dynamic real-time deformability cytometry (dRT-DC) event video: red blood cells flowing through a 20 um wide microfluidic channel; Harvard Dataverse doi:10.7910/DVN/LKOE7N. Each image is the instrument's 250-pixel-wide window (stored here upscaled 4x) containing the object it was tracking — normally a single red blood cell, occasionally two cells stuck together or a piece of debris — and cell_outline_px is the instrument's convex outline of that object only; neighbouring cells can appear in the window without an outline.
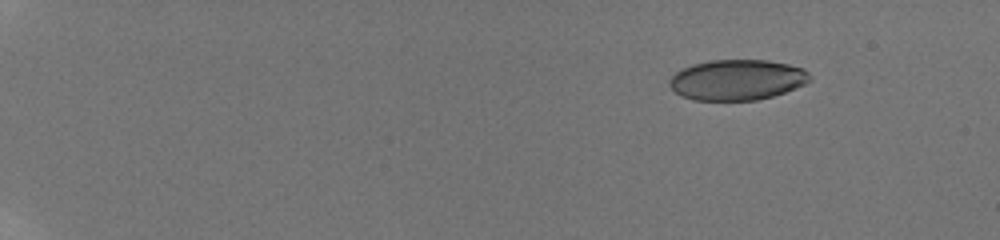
{"species": "human", "species_latin": "Homo sapiens", "temperature_condition": "room temperature", "stored_images_in_passage": 16, "camera_frame_rate_fps": 3000, "um_per_image_px": 0.085, "donor": {"sex": "male"}, "frame": {"image": 1, "passage_image": 1, "time_ms": 0.0, "image_size_px": [1000, 240], "cell_outline_px": [[812, 80], [796, 88], [772, 96], [756, 100], [692, 100], [680, 96], [668, 84], [668, 80], [676, 72], [692, 64], [712, 60], [768, 60], [788, 64], [804, 68], [812, 76]], "centroid_in_image_um": [62.66, 6.78], "position_along_channel_um": 22.3, "area_um2": 33.29}}
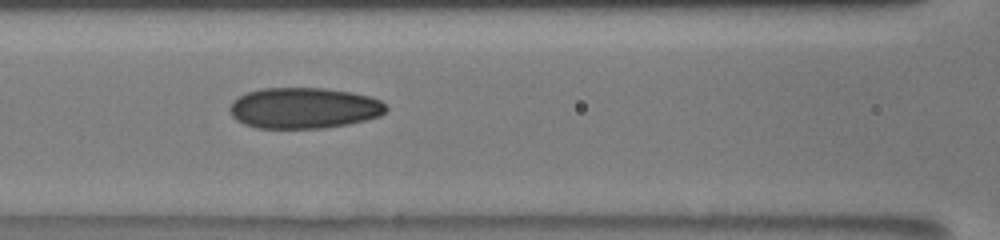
{"frame": {"image": 2, "passage_image": 8, "time_ms": 7.333, "image_size_px": [1000, 240], "cell_outline_px": [[388, 108], [380, 116], [348, 124], [324, 128], [256, 128], [244, 124], [236, 120], [232, 116], [228, 108], [232, 100], [248, 92], [264, 88], [324, 88], [352, 92], [368, 96], [380, 100]], "centroid_in_image_um": [25.81, 9.18], "position_along_channel_um": 140.8, "area_um2": 37.34}}
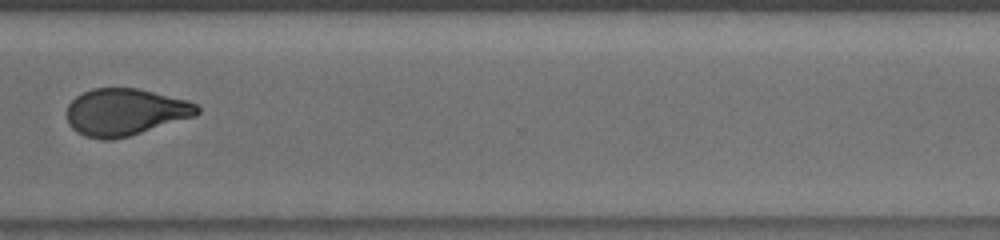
{"frame": {"image": 3, "passage_image": 13, "time_ms": 13.0, "image_size_px": [1000, 240], "cell_outline_px": [[200, 112], [196, 116], [128, 136], [112, 140], [104, 140], [84, 136], [76, 132], [68, 124], [68, 104], [76, 96], [92, 88], [136, 88], [188, 100], [196, 104], [200, 108]], "centroid_in_image_um": [10.64, 9.53], "position_along_channel_um": 360.0, "area_um2": 35.66}, "authors_computed_cell_mechanics": {"area_um2": 35.9516, "velocity_mm_per_s": 3.8779, "shape_relaxation_time_tau1_ms": 10.5346, "shape_relaxation_time_tau2_ms": 1.7903, "deformation_change_tau1": 0.223, "deformation_change_tau2": 0.0736}}